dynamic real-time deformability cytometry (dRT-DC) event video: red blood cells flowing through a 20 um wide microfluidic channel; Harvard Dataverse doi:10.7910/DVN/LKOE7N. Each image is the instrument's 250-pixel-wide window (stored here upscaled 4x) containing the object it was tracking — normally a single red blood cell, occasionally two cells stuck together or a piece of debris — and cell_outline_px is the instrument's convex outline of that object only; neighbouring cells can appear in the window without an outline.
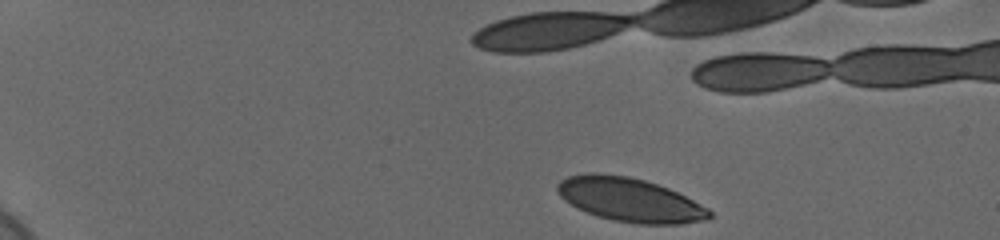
{"species": "human", "species_latin": "Homo sapiens", "temperature_condition": "cold", "stored_images_in_passage": 37, "camera_frame_rate_fps": 3000, "um_per_image_px": 0.085, "donor": {"sex": "female"}, "frame": {"image": 1, "passage_image": 1, "time_ms": 0.0, "image_size_px": [1000, 240], "cell_outline_px": [[712, 216], [708, 220], [680, 224], [636, 224], [612, 220], [596, 216], [576, 208], [564, 200], [556, 192], [556, 184], [560, 180], [568, 176], [588, 172], [592, 172], [628, 176], [644, 180], [668, 188], [708, 208], [712, 212]], "centroid_in_image_um": [53.49, 16.99], "position_along_channel_um": 31.5, "area_um2": 39.07}}
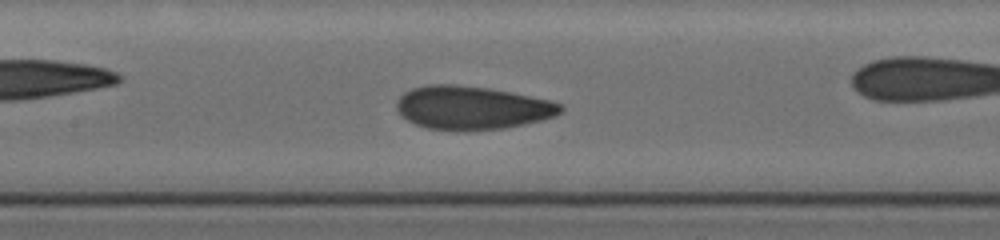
{"frame": {"image": 2, "passage_image": 16, "time_ms": 5.0, "image_size_px": [1000, 240], "cell_outline_px": [[564, 108], [556, 116], [524, 124], [504, 128], [464, 132], [456, 132], [424, 128], [400, 116], [396, 108], [396, 100], [404, 92], [412, 88], [428, 84], [456, 84], [488, 88], [548, 100], [564, 104]], "centroid_in_image_um": [40.06, 9.18], "position_along_channel_um": 167.3, "area_um2": 41.96}}